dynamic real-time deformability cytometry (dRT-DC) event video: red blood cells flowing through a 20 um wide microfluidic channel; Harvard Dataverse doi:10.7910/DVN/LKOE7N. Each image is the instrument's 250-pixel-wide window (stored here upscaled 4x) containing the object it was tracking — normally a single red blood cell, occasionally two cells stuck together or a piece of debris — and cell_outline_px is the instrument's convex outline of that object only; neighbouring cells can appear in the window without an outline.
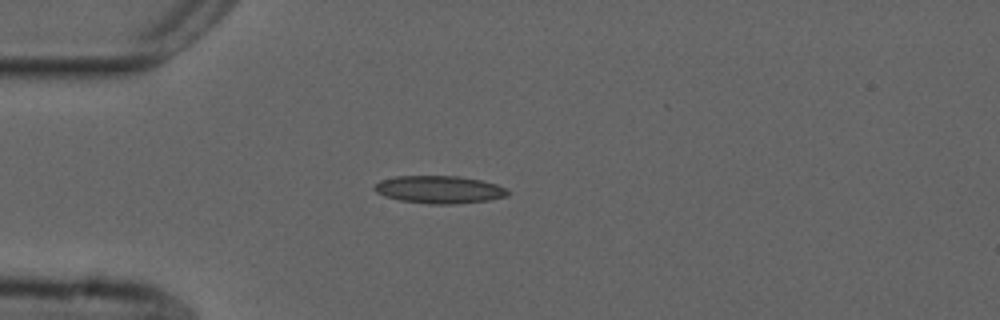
{"species": "common noctule bat (a hibernating species)", "species_latin": "Nyctalus noctula", "temperature_condition": "cold", "stored_images_in_passage": 41, "camera_frame_rate_fps": 3000, "um_per_image_px": 0.085, "animal": {"sex": "male", "forearm_length_mm": 52.5}, "frame": {"image": 1, "passage_image": 1, "time_ms": 0.0, "image_size_px": [1000, 320], "cell_outline_px": [[508, 196], [488, 200], [452, 204], [432, 204], [400, 200], [384, 196], [376, 192], [372, 188], [380, 180], [396, 176], [456, 176], [480, 180], [496, 184], [504, 188], [508, 192]], "centroid_in_image_um": [37.3, 16.11], "position_along_channel_um": 47.7, "area_um2": 21.27}}
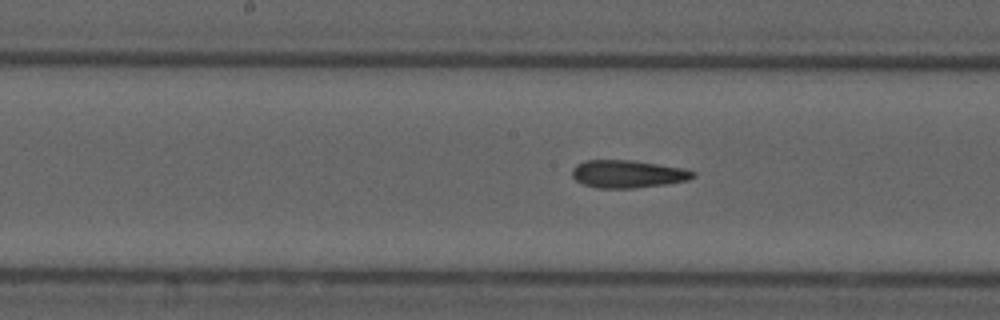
{"frame": {"image": 2, "passage_image": 14, "time_ms": 4.333, "image_size_px": [1000, 320], "cell_outline_px": [[696, 176], [688, 180], [664, 184], [632, 188], [596, 188], [584, 184], [576, 180], [572, 176], [572, 168], [576, 164], [584, 160], [632, 160], [684, 168], [696, 172]], "centroid_in_image_um": [53.35, 14.78], "position_along_channel_um": 194.9, "area_um2": 19.54}}
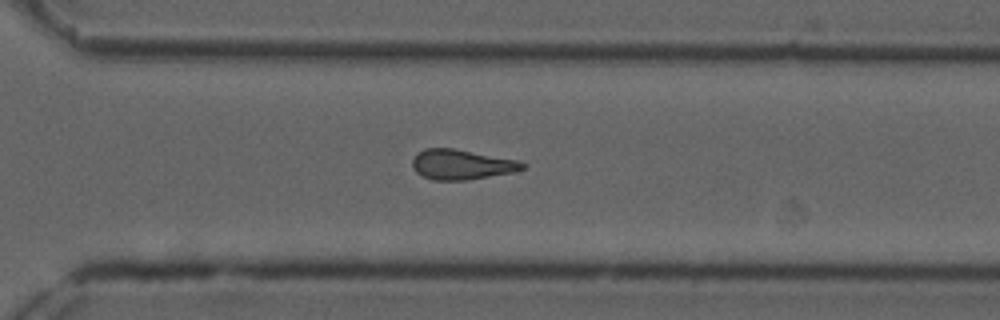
{"frame": {"image": 3, "passage_image": 25, "time_ms": 8.0, "image_size_px": [1000, 320], "cell_outline_px": [[528, 164], [524, 168], [512, 172], [464, 180], [432, 180], [416, 172], [412, 168], [412, 160], [416, 152], [424, 148], [452, 148], [520, 160]], "centroid_in_image_um": [39.21, 13.97], "position_along_channel_um": 331.4, "area_um2": 19.31}, "authors_computed_cell_mechanics": {"area_um2": 19.3052, "velocity_mm_per_s": 3.7376, "shape_relaxation_time_tau1_ms": null, "shape_relaxation_time_tau2_ms": 3.6797, "deformation_change_tau1": null, "deformation_change_tau2": 0.1315}}